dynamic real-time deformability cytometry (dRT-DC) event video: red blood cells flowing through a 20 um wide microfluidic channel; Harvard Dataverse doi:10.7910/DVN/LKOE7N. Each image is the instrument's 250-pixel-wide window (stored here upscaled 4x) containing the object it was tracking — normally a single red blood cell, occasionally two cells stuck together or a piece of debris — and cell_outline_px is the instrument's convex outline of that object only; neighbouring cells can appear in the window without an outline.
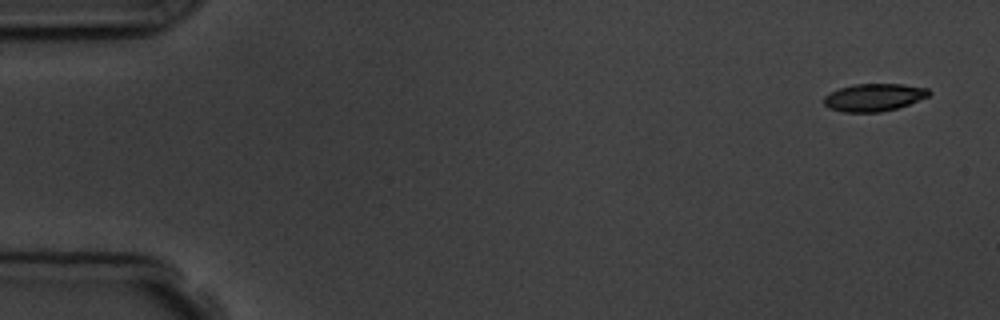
{"species": "common noctule bat (a hibernating species)", "species_latin": "Nyctalus noctula", "temperature_condition": "room temperature", "stored_images_in_passage": 6, "segment_of_instrument_passage": [1, 2], "camera_frame_rate_fps": 3000, "um_per_image_px": 0.085, "animal": {"sex": "male", "body_mass_g": 19.5, "forearm_length_mm": 54.6}, "frame": {"image": 1, "passage_image": 1, "time_ms": 0.0, "image_size_px": [1000, 320], "cell_outline_px": [[932, 92], [928, 96], [908, 104], [896, 108], [880, 112], [844, 112], [828, 108], [820, 100], [824, 96], [840, 88], [852, 84], [904, 84], [928, 88]], "centroid_in_image_um": [74.25, 8.27], "position_along_channel_um": 10.7, "area_um2": 16.94}}
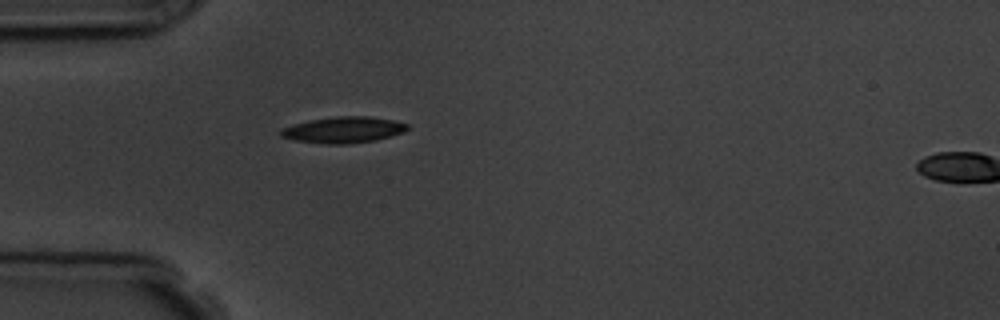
{"frame": {"image": 2, "passage_image": 5, "time_ms": 4.667, "image_size_px": [1000, 320], "cell_outline_px": [[408, 128], [404, 132], [376, 140], [348, 144], [324, 144], [296, 140], [280, 136], [280, 128], [308, 120], [336, 116], [372, 116], [392, 120], [408, 124]], "centroid_in_image_um": [29.18, 11.03], "position_along_channel_um": 55.8, "area_um2": 19.36}}